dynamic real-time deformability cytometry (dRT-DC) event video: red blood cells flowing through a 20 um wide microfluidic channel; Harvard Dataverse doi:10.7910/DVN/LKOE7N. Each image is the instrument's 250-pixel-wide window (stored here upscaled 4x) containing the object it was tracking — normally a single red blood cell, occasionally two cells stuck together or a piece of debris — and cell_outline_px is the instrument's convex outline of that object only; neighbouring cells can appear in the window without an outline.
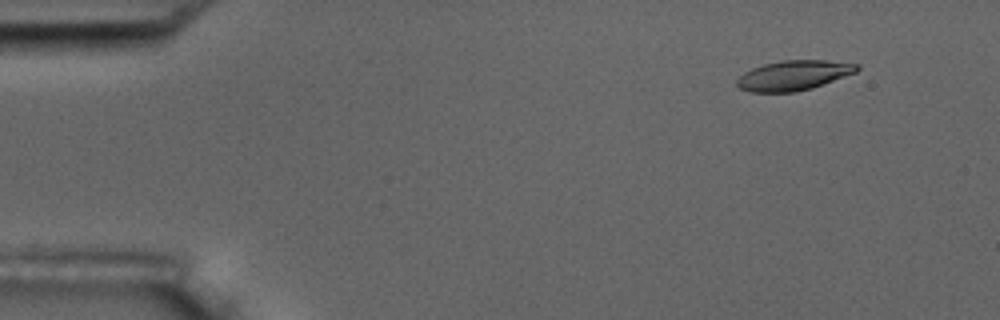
{"species": "common noctule bat (a hibernating species)", "species_latin": "Nyctalus noctula", "temperature_condition": "room temperature", "stored_images_in_passage": 4, "segment_of_instrument_passage": [2, 2], "camera_frame_rate_fps": 3000, "um_per_image_px": 0.085, "animal": {"sex": "male", "body_mass_g": 17.5, "forearm_length_mm": 52.3}, "frame": {"image": 1, "passage_image": 4, "time_ms": 4.333, "image_size_px": [1000, 320], "cell_outline_px": [[860, 68], [856, 72], [812, 88], [796, 92], [748, 92], [740, 88], [736, 84], [736, 80], [744, 72], [752, 68], [764, 64], [784, 60], [824, 60], [860, 64]], "centroid_in_image_um": [67.45, 6.41], "position_along_channel_um": 17.6, "area_um2": 20.87}}